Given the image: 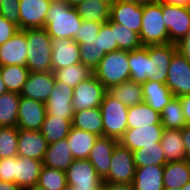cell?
Listing matches in <instances>:
<instances>
[{
  "mask_svg": "<svg viewBox=\"0 0 190 190\" xmlns=\"http://www.w3.org/2000/svg\"><path fill=\"white\" fill-rule=\"evenodd\" d=\"M82 18L78 15L75 7L68 6L63 2H51L46 15L48 35L53 39L68 38L74 40L78 35Z\"/></svg>",
  "mask_w": 190,
  "mask_h": 190,
  "instance_id": "1",
  "label": "cell"
},
{
  "mask_svg": "<svg viewBox=\"0 0 190 190\" xmlns=\"http://www.w3.org/2000/svg\"><path fill=\"white\" fill-rule=\"evenodd\" d=\"M27 39V68L30 72H52V38L45 27L22 30Z\"/></svg>",
  "mask_w": 190,
  "mask_h": 190,
  "instance_id": "2",
  "label": "cell"
},
{
  "mask_svg": "<svg viewBox=\"0 0 190 190\" xmlns=\"http://www.w3.org/2000/svg\"><path fill=\"white\" fill-rule=\"evenodd\" d=\"M129 51L117 50L106 53L94 69L93 75L106 89L130 80Z\"/></svg>",
  "mask_w": 190,
  "mask_h": 190,
  "instance_id": "3",
  "label": "cell"
},
{
  "mask_svg": "<svg viewBox=\"0 0 190 190\" xmlns=\"http://www.w3.org/2000/svg\"><path fill=\"white\" fill-rule=\"evenodd\" d=\"M139 38L142 46L170 43L169 33L164 24L161 2L143 5L142 26Z\"/></svg>",
  "mask_w": 190,
  "mask_h": 190,
  "instance_id": "4",
  "label": "cell"
},
{
  "mask_svg": "<svg viewBox=\"0 0 190 190\" xmlns=\"http://www.w3.org/2000/svg\"><path fill=\"white\" fill-rule=\"evenodd\" d=\"M100 111L103 120V136L119 141L128 129V107L119 100L105 93L101 102Z\"/></svg>",
  "mask_w": 190,
  "mask_h": 190,
  "instance_id": "5",
  "label": "cell"
},
{
  "mask_svg": "<svg viewBox=\"0 0 190 190\" xmlns=\"http://www.w3.org/2000/svg\"><path fill=\"white\" fill-rule=\"evenodd\" d=\"M133 152L120 143L114 148L111 166L103 183H132L135 174Z\"/></svg>",
  "mask_w": 190,
  "mask_h": 190,
  "instance_id": "6",
  "label": "cell"
},
{
  "mask_svg": "<svg viewBox=\"0 0 190 190\" xmlns=\"http://www.w3.org/2000/svg\"><path fill=\"white\" fill-rule=\"evenodd\" d=\"M170 43L177 44L190 32V7L162 3Z\"/></svg>",
  "mask_w": 190,
  "mask_h": 190,
  "instance_id": "7",
  "label": "cell"
},
{
  "mask_svg": "<svg viewBox=\"0 0 190 190\" xmlns=\"http://www.w3.org/2000/svg\"><path fill=\"white\" fill-rule=\"evenodd\" d=\"M106 92L107 89L94 75L82 81L73 90L74 112L99 107Z\"/></svg>",
  "mask_w": 190,
  "mask_h": 190,
  "instance_id": "8",
  "label": "cell"
},
{
  "mask_svg": "<svg viewBox=\"0 0 190 190\" xmlns=\"http://www.w3.org/2000/svg\"><path fill=\"white\" fill-rule=\"evenodd\" d=\"M177 51L173 43L148 46V80L166 84L170 62Z\"/></svg>",
  "mask_w": 190,
  "mask_h": 190,
  "instance_id": "9",
  "label": "cell"
},
{
  "mask_svg": "<svg viewBox=\"0 0 190 190\" xmlns=\"http://www.w3.org/2000/svg\"><path fill=\"white\" fill-rule=\"evenodd\" d=\"M67 185L73 188H101L102 178L88 159H74L67 168Z\"/></svg>",
  "mask_w": 190,
  "mask_h": 190,
  "instance_id": "10",
  "label": "cell"
},
{
  "mask_svg": "<svg viewBox=\"0 0 190 190\" xmlns=\"http://www.w3.org/2000/svg\"><path fill=\"white\" fill-rule=\"evenodd\" d=\"M166 85L174 97L190 95V62L179 51L170 62Z\"/></svg>",
  "mask_w": 190,
  "mask_h": 190,
  "instance_id": "11",
  "label": "cell"
},
{
  "mask_svg": "<svg viewBox=\"0 0 190 190\" xmlns=\"http://www.w3.org/2000/svg\"><path fill=\"white\" fill-rule=\"evenodd\" d=\"M73 90L74 88L55 82L49 98L45 103L46 116L62 117L72 122L73 110Z\"/></svg>",
  "mask_w": 190,
  "mask_h": 190,
  "instance_id": "12",
  "label": "cell"
},
{
  "mask_svg": "<svg viewBox=\"0 0 190 190\" xmlns=\"http://www.w3.org/2000/svg\"><path fill=\"white\" fill-rule=\"evenodd\" d=\"M143 5L112 0L110 20L139 34L142 26Z\"/></svg>",
  "mask_w": 190,
  "mask_h": 190,
  "instance_id": "13",
  "label": "cell"
},
{
  "mask_svg": "<svg viewBox=\"0 0 190 190\" xmlns=\"http://www.w3.org/2000/svg\"><path fill=\"white\" fill-rule=\"evenodd\" d=\"M163 130L164 127L162 125H150L142 128L127 129L118 143L132 152L148 145H159L162 139Z\"/></svg>",
  "mask_w": 190,
  "mask_h": 190,
  "instance_id": "14",
  "label": "cell"
},
{
  "mask_svg": "<svg viewBox=\"0 0 190 190\" xmlns=\"http://www.w3.org/2000/svg\"><path fill=\"white\" fill-rule=\"evenodd\" d=\"M46 117L45 104L34 99L20 98L17 128L38 131Z\"/></svg>",
  "mask_w": 190,
  "mask_h": 190,
  "instance_id": "15",
  "label": "cell"
},
{
  "mask_svg": "<svg viewBox=\"0 0 190 190\" xmlns=\"http://www.w3.org/2000/svg\"><path fill=\"white\" fill-rule=\"evenodd\" d=\"M55 82L53 72H30L20 95L45 104Z\"/></svg>",
  "mask_w": 190,
  "mask_h": 190,
  "instance_id": "16",
  "label": "cell"
},
{
  "mask_svg": "<svg viewBox=\"0 0 190 190\" xmlns=\"http://www.w3.org/2000/svg\"><path fill=\"white\" fill-rule=\"evenodd\" d=\"M49 0H20V30L46 26Z\"/></svg>",
  "mask_w": 190,
  "mask_h": 190,
  "instance_id": "17",
  "label": "cell"
},
{
  "mask_svg": "<svg viewBox=\"0 0 190 190\" xmlns=\"http://www.w3.org/2000/svg\"><path fill=\"white\" fill-rule=\"evenodd\" d=\"M27 45L26 34L22 30L0 45V67L7 65L27 67Z\"/></svg>",
  "mask_w": 190,
  "mask_h": 190,
  "instance_id": "18",
  "label": "cell"
},
{
  "mask_svg": "<svg viewBox=\"0 0 190 190\" xmlns=\"http://www.w3.org/2000/svg\"><path fill=\"white\" fill-rule=\"evenodd\" d=\"M117 143L118 140L111 137H98L89 153L88 160L102 180L108 175L111 166V156Z\"/></svg>",
  "mask_w": 190,
  "mask_h": 190,
  "instance_id": "19",
  "label": "cell"
},
{
  "mask_svg": "<svg viewBox=\"0 0 190 190\" xmlns=\"http://www.w3.org/2000/svg\"><path fill=\"white\" fill-rule=\"evenodd\" d=\"M80 45L68 38L52 40V72L80 63Z\"/></svg>",
  "mask_w": 190,
  "mask_h": 190,
  "instance_id": "20",
  "label": "cell"
},
{
  "mask_svg": "<svg viewBox=\"0 0 190 190\" xmlns=\"http://www.w3.org/2000/svg\"><path fill=\"white\" fill-rule=\"evenodd\" d=\"M48 143L41 131L19 129L18 156L43 161Z\"/></svg>",
  "mask_w": 190,
  "mask_h": 190,
  "instance_id": "21",
  "label": "cell"
},
{
  "mask_svg": "<svg viewBox=\"0 0 190 190\" xmlns=\"http://www.w3.org/2000/svg\"><path fill=\"white\" fill-rule=\"evenodd\" d=\"M43 163L40 160L16 156L15 184L25 190L38 183Z\"/></svg>",
  "mask_w": 190,
  "mask_h": 190,
  "instance_id": "22",
  "label": "cell"
},
{
  "mask_svg": "<svg viewBox=\"0 0 190 190\" xmlns=\"http://www.w3.org/2000/svg\"><path fill=\"white\" fill-rule=\"evenodd\" d=\"M164 166L151 165L135 169L134 190H164Z\"/></svg>",
  "mask_w": 190,
  "mask_h": 190,
  "instance_id": "23",
  "label": "cell"
},
{
  "mask_svg": "<svg viewBox=\"0 0 190 190\" xmlns=\"http://www.w3.org/2000/svg\"><path fill=\"white\" fill-rule=\"evenodd\" d=\"M73 160L67 138H65L48 144L42 163L46 167L66 171Z\"/></svg>",
  "mask_w": 190,
  "mask_h": 190,
  "instance_id": "24",
  "label": "cell"
},
{
  "mask_svg": "<svg viewBox=\"0 0 190 190\" xmlns=\"http://www.w3.org/2000/svg\"><path fill=\"white\" fill-rule=\"evenodd\" d=\"M142 89L144 102L159 113L174 97L167 85L159 81L148 80L142 83Z\"/></svg>",
  "mask_w": 190,
  "mask_h": 190,
  "instance_id": "25",
  "label": "cell"
},
{
  "mask_svg": "<svg viewBox=\"0 0 190 190\" xmlns=\"http://www.w3.org/2000/svg\"><path fill=\"white\" fill-rule=\"evenodd\" d=\"M99 136L71 127L67 141L74 159H88L89 153Z\"/></svg>",
  "mask_w": 190,
  "mask_h": 190,
  "instance_id": "26",
  "label": "cell"
},
{
  "mask_svg": "<svg viewBox=\"0 0 190 190\" xmlns=\"http://www.w3.org/2000/svg\"><path fill=\"white\" fill-rule=\"evenodd\" d=\"M160 143L163 148L166 163L186 159V150L181 130L164 128Z\"/></svg>",
  "mask_w": 190,
  "mask_h": 190,
  "instance_id": "27",
  "label": "cell"
},
{
  "mask_svg": "<svg viewBox=\"0 0 190 190\" xmlns=\"http://www.w3.org/2000/svg\"><path fill=\"white\" fill-rule=\"evenodd\" d=\"M128 129L142 128L150 125H162L161 115L145 102L128 107Z\"/></svg>",
  "mask_w": 190,
  "mask_h": 190,
  "instance_id": "28",
  "label": "cell"
},
{
  "mask_svg": "<svg viewBox=\"0 0 190 190\" xmlns=\"http://www.w3.org/2000/svg\"><path fill=\"white\" fill-rule=\"evenodd\" d=\"M164 189L180 188L190 182V161L187 159L164 165Z\"/></svg>",
  "mask_w": 190,
  "mask_h": 190,
  "instance_id": "29",
  "label": "cell"
},
{
  "mask_svg": "<svg viewBox=\"0 0 190 190\" xmlns=\"http://www.w3.org/2000/svg\"><path fill=\"white\" fill-rule=\"evenodd\" d=\"M107 93L127 107L144 102L142 84L131 80L109 87Z\"/></svg>",
  "mask_w": 190,
  "mask_h": 190,
  "instance_id": "30",
  "label": "cell"
},
{
  "mask_svg": "<svg viewBox=\"0 0 190 190\" xmlns=\"http://www.w3.org/2000/svg\"><path fill=\"white\" fill-rule=\"evenodd\" d=\"M72 127L88 131L99 137L103 136V120L100 107L74 112Z\"/></svg>",
  "mask_w": 190,
  "mask_h": 190,
  "instance_id": "31",
  "label": "cell"
},
{
  "mask_svg": "<svg viewBox=\"0 0 190 190\" xmlns=\"http://www.w3.org/2000/svg\"><path fill=\"white\" fill-rule=\"evenodd\" d=\"M112 0H85L76 10L84 21L107 22L110 19Z\"/></svg>",
  "mask_w": 190,
  "mask_h": 190,
  "instance_id": "32",
  "label": "cell"
},
{
  "mask_svg": "<svg viewBox=\"0 0 190 190\" xmlns=\"http://www.w3.org/2000/svg\"><path fill=\"white\" fill-rule=\"evenodd\" d=\"M21 95L7 91L0 96V127H16Z\"/></svg>",
  "mask_w": 190,
  "mask_h": 190,
  "instance_id": "33",
  "label": "cell"
},
{
  "mask_svg": "<svg viewBox=\"0 0 190 190\" xmlns=\"http://www.w3.org/2000/svg\"><path fill=\"white\" fill-rule=\"evenodd\" d=\"M130 80L136 83L148 81V46L129 51Z\"/></svg>",
  "mask_w": 190,
  "mask_h": 190,
  "instance_id": "34",
  "label": "cell"
},
{
  "mask_svg": "<svg viewBox=\"0 0 190 190\" xmlns=\"http://www.w3.org/2000/svg\"><path fill=\"white\" fill-rule=\"evenodd\" d=\"M71 127L72 123L68 119L46 116L40 131L47 143L50 144L67 138Z\"/></svg>",
  "mask_w": 190,
  "mask_h": 190,
  "instance_id": "35",
  "label": "cell"
},
{
  "mask_svg": "<svg viewBox=\"0 0 190 190\" xmlns=\"http://www.w3.org/2000/svg\"><path fill=\"white\" fill-rule=\"evenodd\" d=\"M53 73L56 82H61L72 88L93 75V71L81 62L57 69Z\"/></svg>",
  "mask_w": 190,
  "mask_h": 190,
  "instance_id": "36",
  "label": "cell"
},
{
  "mask_svg": "<svg viewBox=\"0 0 190 190\" xmlns=\"http://www.w3.org/2000/svg\"><path fill=\"white\" fill-rule=\"evenodd\" d=\"M0 74L7 90L20 94L30 71L27 67L7 65L0 67Z\"/></svg>",
  "mask_w": 190,
  "mask_h": 190,
  "instance_id": "37",
  "label": "cell"
},
{
  "mask_svg": "<svg viewBox=\"0 0 190 190\" xmlns=\"http://www.w3.org/2000/svg\"><path fill=\"white\" fill-rule=\"evenodd\" d=\"M135 167H145L151 165L164 166L166 164L165 155L161 143L159 145H148L133 151Z\"/></svg>",
  "mask_w": 190,
  "mask_h": 190,
  "instance_id": "38",
  "label": "cell"
},
{
  "mask_svg": "<svg viewBox=\"0 0 190 190\" xmlns=\"http://www.w3.org/2000/svg\"><path fill=\"white\" fill-rule=\"evenodd\" d=\"M161 115V124L166 129L182 130L186 126V122L178 97L173 99L163 108Z\"/></svg>",
  "mask_w": 190,
  "mask_h": 190,
  "instance_id": "39",
  "label": "cell"
},
{
  "mask_svg": "<svg viewBox=\"0 0 190 190\" xmlns=\"http://www.w3.org/2000/svg\"><path fill=\"white\" fill-rule=\"evenodd\" d=\"M106 53L101 51L100 36L91 40H85V44H80L81 63L92 71L98 66Z\"/></svg>",
  "mask_w": 190,
  "mask_h": 190,
  "instance_id": "40",
  "label": "cell"
},
{
  "mask_svg": "<svg viewBox=\"0 0 190 190\" xmlns=\"http://www.w3.org/2000/svg\"><path fill=\"white\" fill-rule=\"evenodd\" d=\"M37 185L45 190H65L68 187L66 172L43 165Z\"/></svg>",
  "mask_w": 190,
  "mask_h": 190,
  "instance_id": "41",
  "label": "cell"
},
{
  "mask_svg": "<svg viewBox=\"0 0 190 190\" xmlns=\"http://www.w3.org/2000/svg\"><path fill=\"white\" fill-rule=\"evenodd\" d=\"M17 127H0V159L18 156Z\"/></svg>",
  "mask_w": 190,
  "mask_h": 190,
  "instance_id": "42",
  "label": "cell"
},
{
  "mask_svg": "<svg viewBox=\"0 0 190 190\" xmlns=\"http://www.w3.org/2000/svg\"><path fill=\"white\" fill-rule=\"evenodd\" d=\"M115 41L118 49L133 51L142 47L139 34L127 29L125 26L115 23Z\"/></svg>",
  "mask_w": 190,
  "mask_h": 190,
  "instance_id": "43",
  "label": "cell"
},
{
  "mask_svg": "<svg viewBox=\"0 0 190 190\" xmlns=\"http://www.w3.org/2000/svg\"><path fill=\"white\" fill-rule=\"evenodd\" d=\"M98 36H100L101 51L110 53L119 50L115 41V23L110 19L102 23Z\"/></svg>",
  "mask_w": 190,
  "mask_h": 190,
  "instance_id": "44",
  "label": "cell"
},
{
  "mask_svg": "<svg viewBox=\"0 0 190 190\" xmlns=\"http://www.w3.org/2000/svg\"><path fill=\"white\" fill-rule=\"evenodd\" d=\"M20 0H1L0 14L10 22L18 25L20 29Z\"/></svg>",
  "mask_w": 190,
  "mask_h": 190,
  "instance_id": "45",
  "label": "cell"
},
{
  "mask_svg": "<svg viewBox=\"0 0 190 190\" xmlns=\"http://www.w3.org/2000/svg\"><path fill=\"white\" fill-rule=\"evenodd\" d=\"M102 23L97 21H84L82 20L78 35L74 39L79 45L85 44V40L97 38Z\"/></svg>",
  "mask_w": 190,
  "mask_h": 190,
  "instance_id": "46",
  "label": "cell"
},
{
  "mask_svg": "<svg viewBox=\"0 0 190 190\" xmlns=\"http://www.w3.org/2000/svg\"><path fill=\"white\" fill-rule=\"evenodd\" d=\"M16 156L0 159V180L15 183Z\"/></svg>",
  "mask_w": 190,
  "mask_h": 190,
  "instance_id": "47",
  "label": "cell"
},
{
  "mask_svg": "<svg viewBox=\"0 0 190 190\" xmlns=\"http://www.w3.org/2000/svg\"><path fill=\"white\" fill-rule=\"evenodd\" d=\"M20 31L18 25L13 22L7 21L0 14V45L6 43L11 39L16 33Z\"/></svg>",
  "mask_w": 190,
  "mask_h": 190,
  "instance_id": "48",
  "label": "cell"
},
{
  "mask_svg": "<svg viewBox=\"0 0 190 190\" xmlns=\"http://www.w3.org/2000/svg\"><path fill=\"white\" fill-rule=\"evenodd\" d=\"M176 45L180 54L190 62V32Z\"/></svg>",
  "mask_w": 190,
  "mask_h": 190,
  "instance_id": "49",
  "label": "cell"
},
{
  "mask_svg": "<svg viewBox=\"0 0 190 190\" xmlns=\"http://www.w3.org/2000/svg\"><path fill=\"white\" fill-rule=\"evenodd\" d=\"M178 98L180 100L181 108L183 110L186 125H190V95H182Z\"/></svg>",
  "mask_w": 190,
  "mask_h": 190,
  "instance_id": "50",
  "label": "cell"
},
{
  "mask_svg": "<svg viewBox=\"0 0 190 190\" xmlns=\"http://www.w3.org/2000/svg\"><path fill=\"white\" fill-rule=\"evenodd\" d=\"M183 143L186 150V159L190 161V125H186L182 130Z\"/></svg>",
  "mask_w": 190,
  "mask_h": 190,
  "instance_id": "51",
  "label": "cell"
},
{
  "mask_svg": "<svg viewBox=\"0 0 190 190\" xmlns=\"http://www.w3.org/2000/svg\"><path fill=\"white\" fill-rule=\"evenodd\" d=\"M105 190H134L132 183H103Z\"/></svg>",
  "mask_w": 190,
  "mask_h": 190,
  "instance_id": "52",
  "label": "cell"
},
{
  "mask_svg": "<svg viewBox=\"0 0 190 190\" xmlns=\"http://www.w3.org/2000/svg\"><path fill=\"white\" fill-rule=\"evenodd\" d=\"M156 2L167 3L171 5H179L190 7V0H156Z\"/></svg>",
  "mask_w": 190,
  "mask_h": 190,
  "instance_id": "53",
  "label": "cell"
},
{
  "mask_svg": "<svg viewBox=\"0 0 190 190\" xmlns=\"http://www.w3.org/2000/svg\"><path fill=\"white\" fill-rule=\"evenodd\" d=\"M0 190H23L15 183L4 182L0 180Z\"/></svg>",
  "mask_w": 190,
  "mask_h": 190,
  "instance_id": "54",
  "label": "cell"
},
{
  "mask_svg": "<svg viewBox=\"0 0 190 190\" xmlns=\"http://www.w3.org/2000/svg\"><path fill=\"white\" fill-rule=\"evenodd\" d=\"M68 6L70 7H77L80 3L84 2L85 0H63Z\"/></svg>",
  "mask_w": 190,
  "mask_h": 190,
  "instance_id": "55",
  "label": "cell"
},
{
  "mask_svg": "<svg viewBox=\"0 0 190 190\" xmlns=\"http://www.w3.org/2000/svg\"><path fill=\"white\" fill-rule=\"evenodd\" d=\"M121 1L138 3V4H141V5H146V4H149V3L156 2V0H121Z\"/></svg>",
  "mask_w": 190,
  "mask_h": 190,
  "instance_id": "56",
  "label": "cell"
},
{
  "mask_svg": "<svg viewBox=\"0 0 190 190\" xmlns=\"http://www.w3.org/2000/svg\"><path fill=\"white\" fill-rule=\"evenodd\" d=\"M8 90L6 88V85L3 82L2 76L0 74V96L4 93H6Z\"/></svg>",
  "mask_w": 190,
  "mask_h": 190,
  "instance_id": "57",
  "label": "cell"
},
{
  "mask_svg": "<svg viewBox=\"0 0 190 190\" xmlns=\"http://www.w3.org/2000/svg\"><path fill=\"white\" fill-rule=\"evenodd\" d=\"M103 186L101 188H73L68 186L65 190H103Z\"/></svg>",
  "mask_w": 190,
  "mask_h": 190,
  "instance_id": "58",
  "label": "cell"
},
{
  "mask_svg": "<svg viewBox=\"0 0 190 190\" xmlns=\"http://www.w3.org/2000/svg\"><path fill=\"white\" fill-rule=\"evenodd\" d=\"M25 190H45V189L36 184V185H34L32 187H29V188H27Z\"/></svg>",
  "mask_w": 190,
  "mask_h": 190,
  "instance_id": "59",
  "label": "cell"
},
{
  "mask_svg": "<svg viewBox=\"0 0 190 190\" xmlns=\"http://www.w3.org/2000/svg\"><path fill=\"white\" fill-rule=\"evenodd\" d=\"M182 190H190V182H188L185 186H183Z\"/></svg>",
  "mask_w": 190,
  "mask_h": 190,
  "instance_id": "60",
  "label": "cell"
},
{
  "mask_svg": "<svg viewBox=\"0 0 190 190\" xmlns=\"http://www.w3.org/2000/svg\"><path fill=\"white\" fill-rule=\"evenodd\" d=\"M164 190H182V187H180V188H168V189H164Z\"/></svg>",
  "mask_w": 190,
  "mask_h": 190,
  "instance_id": "61",
  "label": "cell"
},
{
  "mask_svg": "<svg viewBox=\"0 0 190 190\" xmlns=\"http://www.w3.org/2000/svg\"><path fill=\"white\" fill-rule=\"evenodd\" d=\"M50 2H63V0H49Z\"/></svg>",
  "mask_w": 190,
  "mask_h": 190,
  "instance_id": "62",
  "label": "cell"
}]
</instances>
